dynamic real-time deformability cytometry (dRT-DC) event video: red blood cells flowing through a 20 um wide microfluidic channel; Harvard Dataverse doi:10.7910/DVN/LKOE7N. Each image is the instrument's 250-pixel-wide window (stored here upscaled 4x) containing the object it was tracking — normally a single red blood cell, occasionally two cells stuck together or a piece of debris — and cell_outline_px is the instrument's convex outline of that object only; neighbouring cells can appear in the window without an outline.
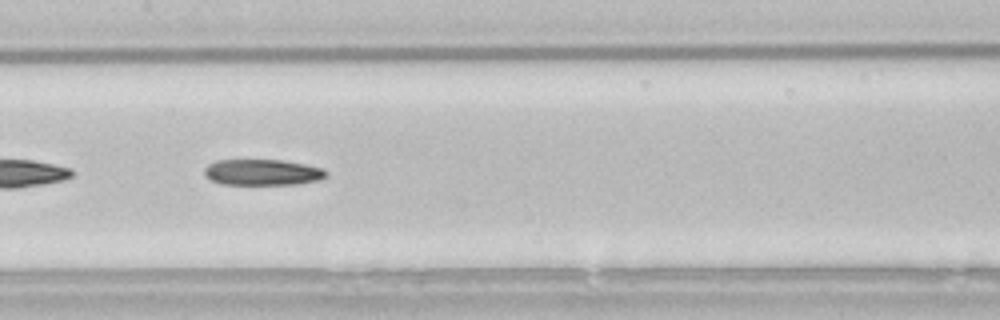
{"species": "common noctule bat (a hibernating species)", "species_latin": "Nyctalus noctula", "temperature_condition": "room temperature", "stored_images_in_passage": 31, "segment_of_instrument_passage": [2, 2], "camera_frame_rate_fps": 3000, "um_per_image_px": 0.085, "animal": {"sex": "male", "body_mass_g": 21.5, "forearm_length_mm": 52.0}, "frame": {"image": 1, "passage_image": 25, "time_ms": 8.0, "image_size_px": [1000, 320], "cell_outline_px": [[328, 176], [316, 180], [296, 184], [220, 184], [204, 176], [204, 168], [208, 164], [216, 160], [284, 160], [324, 168], [328, 172]], "centroid_in_image_um": [22.3, 14.64], "position_along_channel_um": 185.1, "area_um2": 18.5}}
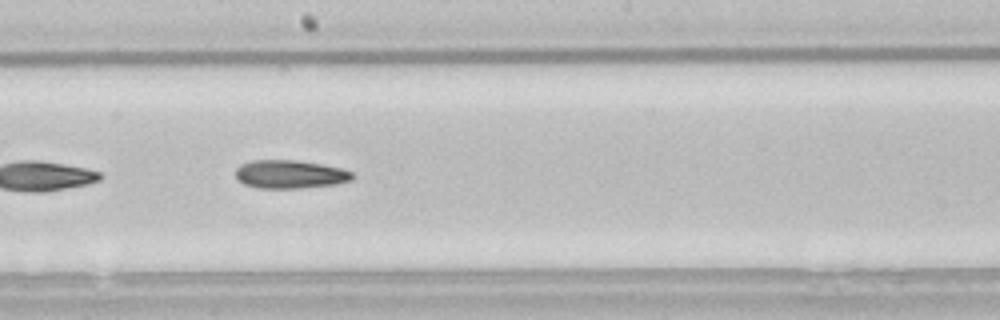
{"frame": {"image": 2, "passage_image": 28, "time_ms": 9.0, "image_size_px": [1000, 320], "cell_outline_px": [[356, 176], [352, 180], [336, 184], [300, 188], [256, 188], [244, 184], [236, 176], [236, 168], [240, 164], [248, 160], [296, 160], [320, 164], [340, 168], [352, 172]], "centroid_in_image_um": [24.64, 14.81], "position_along_channel_um": 223.6, "area_um2": 19.36}}